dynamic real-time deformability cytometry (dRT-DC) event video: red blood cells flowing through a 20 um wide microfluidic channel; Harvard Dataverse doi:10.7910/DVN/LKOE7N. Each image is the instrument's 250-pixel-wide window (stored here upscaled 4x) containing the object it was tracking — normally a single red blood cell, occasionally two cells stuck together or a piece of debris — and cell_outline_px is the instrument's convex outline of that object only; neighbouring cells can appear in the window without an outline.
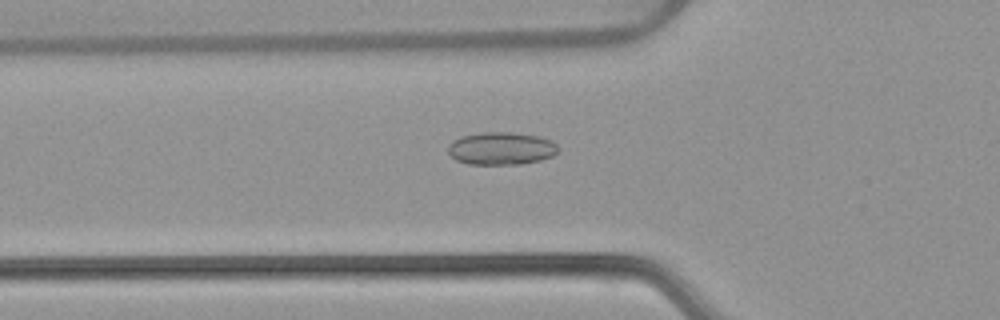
{"species": "common noctule bat (a hibernating species)", "species_latin": "Nyctalus noctula", "temperature_condition": "warm", "stored_images_in_passage": 47, "camera_frame_rate_fps": 3000, "um_per_image_px": 0.085, "animal": {"sex": "female", "body_mass_g": 22.7, "forearm_length_mm": 54.2}, "frame": {"image": 1, "passage_image": 13, "time_ms": 4.0, "image_size_px": [1000, 320], "cell_outline_px": [[560, 152], [552, 156], [540, 160], [520, 164], [468, 164], [456, 160], [448, 152], [448, 144], [452, 140], [460, 136], [484, 132], [512, 132], [540, 136], [552, 140], [560, 148]], "centroid_in_image_um": [42.63, 12.61], "position_along_channel_um": 83.2, "area_um2": 21.27}}
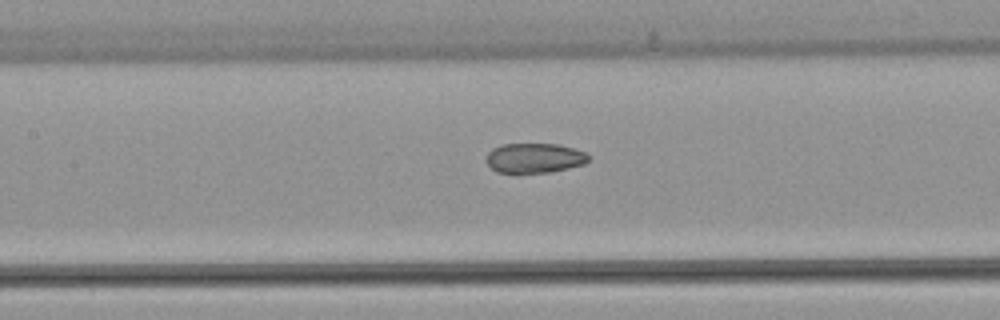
{"frame": {"image": 2, "passage_image": 19, "time_ms": 6.0, "image_size_px": [1000, 320], "cell_outline_px": [[592, 160], [584, 164], [552, 172], [516, 176], [496, 172], [484, 160], [488, 152], [492, 148], [504, 144], [560, 144], [588, 152], [592, 156]], "centroid_in_image_um": [45.44, 13.48], "position_along_channel_um": 162.0, "area_um2": 18.84}}
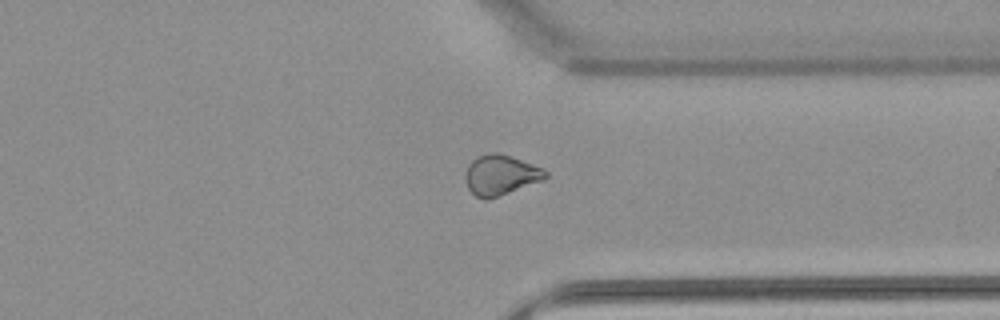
{"frame": {"image": 3, "passage_image": 35, "time_ms": 11.333, "image_size_px": [1000, 320], "cell_outline_px": [[548, 176], [544, 180], [488, 200], [484, 200], [476, 196], [468, 188], [464, 180], [468, 164], [476, 156], [492, 152], [496, 152], [512, 156], [544, 168], [548, 172]], "centroid_in_image_um": [42.56, 14.87], "position_along_channel_um": 368.8, "area_um2": 19.07}, "authors_computed_cell_mechanics": {"area_um2": 19.074, "velocity_mm_per_s": 3.8933, "shape_relaxation_time_tau1_ms": null, "shape_relaxation_time_tau2_ms": 1.8228, "deformation_change_tau1": null, "deformation_change_tau2": 0.0641}}